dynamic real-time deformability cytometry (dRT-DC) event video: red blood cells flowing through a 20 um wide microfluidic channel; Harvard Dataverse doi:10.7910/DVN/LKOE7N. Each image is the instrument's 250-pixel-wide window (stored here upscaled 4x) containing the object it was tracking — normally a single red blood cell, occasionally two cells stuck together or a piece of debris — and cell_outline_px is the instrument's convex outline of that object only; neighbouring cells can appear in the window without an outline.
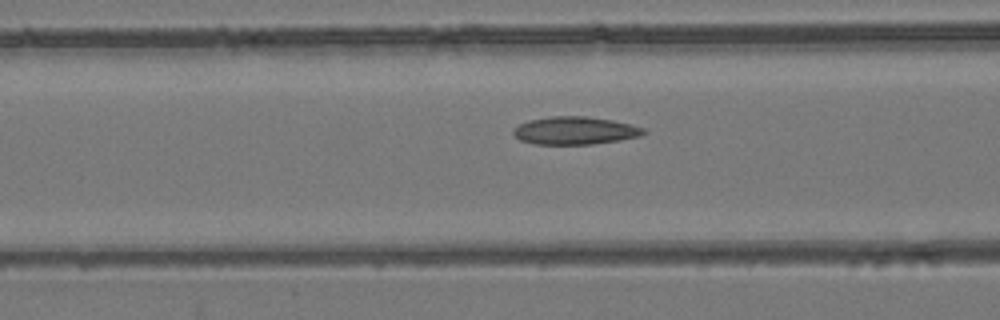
{"species": "common noctule bat (a hibernating species)", "species_latin": "Nyctalus noctula", "temperature_condition": "room temperature", "stored_images_in_passage": 51, "camera_frame_rate_fps": 3000, "um_per_image_px": 0.085, "animal": {"sex": "female", "body_mass_g": 24.6, "forearm_length_mm": 56.2}, "frame": {"image": 1, "passage_image": 19, "time_ms": 6.0, "image_size_px": [1000, 320], "cell_outline_px": [[648, 132], [640, 136], [620, 140], [592, 144], [536, 144], [520, 140], [512, 132], [512, 128], [528, 120], [552, 116], [584, 116], [612, 120], [644, 128]], "centroid_in_image_um": [48.86, 11.1], "position_along_channel_um": 117.7, "area_um2": 21.04}}
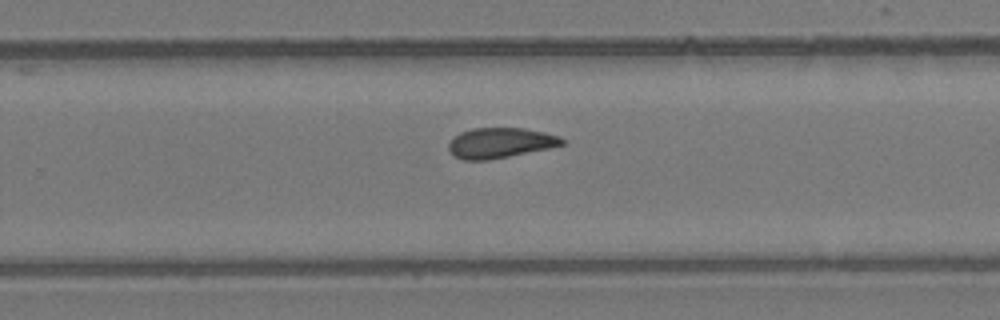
{"frame": {"image": 2, "passage_image": 32, "time_ms": 10.333, "image_size_px": [1000, 320], "cell_outline_px": [[564, 144], [548, 148], [488, 160], [464, 160], [456, 156], [448, 148], [448, 144], [460, 132], [472, 128], [524, 128], [544, 132], [560, 136], [564, 140]], "centroid_in_image_um": [42.53, 12.13], "position_along_channel_um": 287.3, "area_um2": 19.71}}
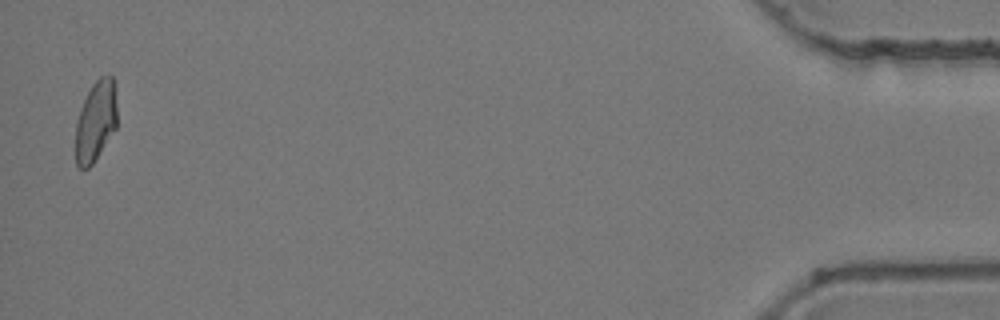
{"frame": {"image": 3, "passage_image": 50, "time_ms": 16.333, "image_size_px": [1000, 320], "cell_outline_px": [[116, 128], [92, 164], [88, 168], [80, 168], [76, 164], [76, 120], [84, 100], [92, 84], [100, 76], [108, 72], [112, 76], [116, 88]], "centroid_in_image_um": [8.15, 10.24], "position_along_channel_um": 427.1, "area_um2": 19.54}, "authors_computed_cell_mechanics": {"area_um2": 20.8658, "velocity_mm_per_s": 3.9202, "shape_relaxation_time_tau1_ms": null, "shape_relaxation_time_tau2_ms": 4.2227, "deformation_change_tau1": null, "deformation_change_tau2": 0.0944}}